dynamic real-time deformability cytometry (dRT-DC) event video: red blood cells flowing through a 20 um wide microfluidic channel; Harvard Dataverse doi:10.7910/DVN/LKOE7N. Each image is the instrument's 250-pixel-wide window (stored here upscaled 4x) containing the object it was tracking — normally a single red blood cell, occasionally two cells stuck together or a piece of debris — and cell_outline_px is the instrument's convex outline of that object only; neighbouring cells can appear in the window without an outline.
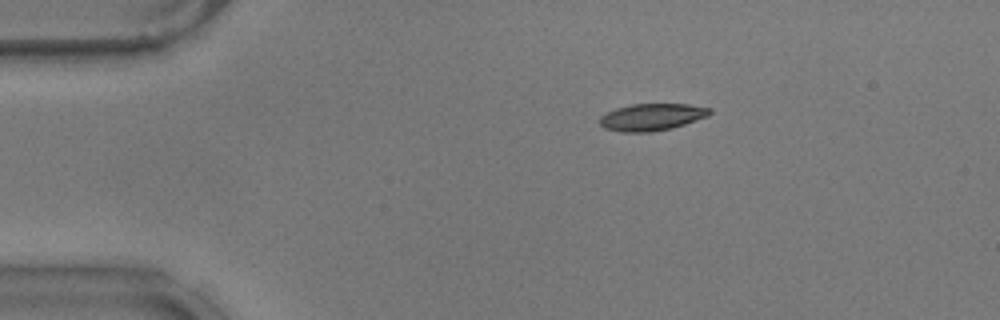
{"species": "common noctule bat (a hibernating species)", "species_latin": "Nyctalus noctula", "temperature_condition": "warm", "stored_images_in_passage": 45, "camera_frame_rate_fps": 3000, "um_per_image_px": 0.085, "animal": {"sex": "male", "body_mass_g": 17.9}, "frame": {"image": 1, "passage_image": 1, "time_ms": 0.0, "image_size_px": [1000, 320], "cell_outline_px": [[712, 112], [708, 116], [672, 128], [652, 132], [620, 132], [604, 128], [600, 124], [600, 116], [616, 108], [632, 104], [688, 104], [712, 108]], "centroid_in_image_um": [55.41, 9.95], "position_along_channel_um": 29.6, "area_um2": 17.34}}
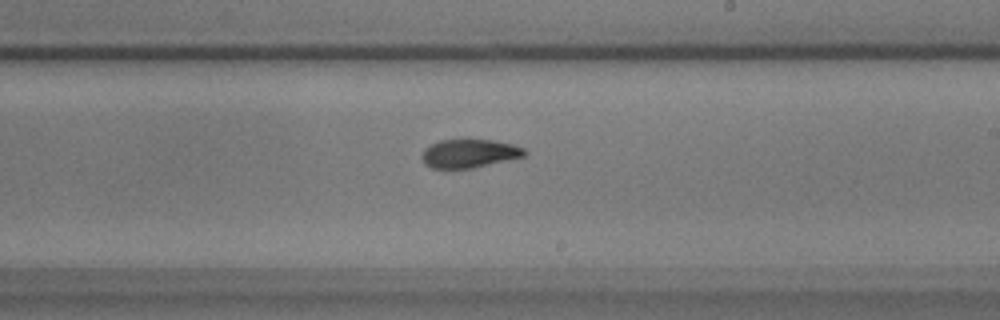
{"frame": {"image": 2, "passage_image": 23, "time_ms": 7.333, "image_size_px": [1000, 320], "cell_outline_px": [[528, 152], [524, 156], [472, 168], [432, 168], [424, 164], [420, 156], [424, 148], [440, 140], [460, 136], [492, 140], [512, 144], [524, 148]], "centroid_in_image_um": [39.84, 12.99], "position_along_channel_um": 249.2, "area_um2": 17.69}}
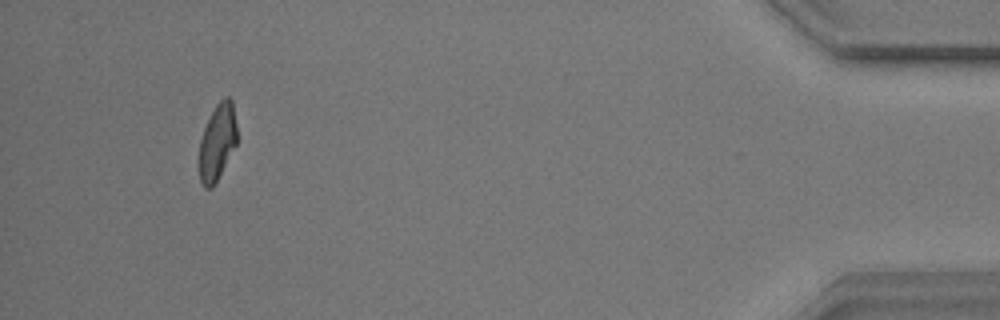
{"frame": {"image": 3, "passage_image": 42, "time_ms": 13.667, "image_size_px": [1000, 320], "cell_outline_px": [[236, 144], [212, 188], [204, 188], [200, 180], [200, 140], [204, 128], [216, 104], [224, 96], [228, 96], [232, 100], [236, 124]], "centroid_in_image_um": [18.47, 12.04], "position_along_channel_um": 416.7, "area_um2": 16.42}, "authors_computed_cell_mechanics": {"area_um2": 17.6868, "velocity_mm_per_s": 3.7295, "shape_relaxation_time_tau1_ms": 3.8752, "shape_relaxation_time_tau2_ms": 2.5793, "deformation_change_tau1": 0.1663, "deformation_change_tau2": 0.0779}}